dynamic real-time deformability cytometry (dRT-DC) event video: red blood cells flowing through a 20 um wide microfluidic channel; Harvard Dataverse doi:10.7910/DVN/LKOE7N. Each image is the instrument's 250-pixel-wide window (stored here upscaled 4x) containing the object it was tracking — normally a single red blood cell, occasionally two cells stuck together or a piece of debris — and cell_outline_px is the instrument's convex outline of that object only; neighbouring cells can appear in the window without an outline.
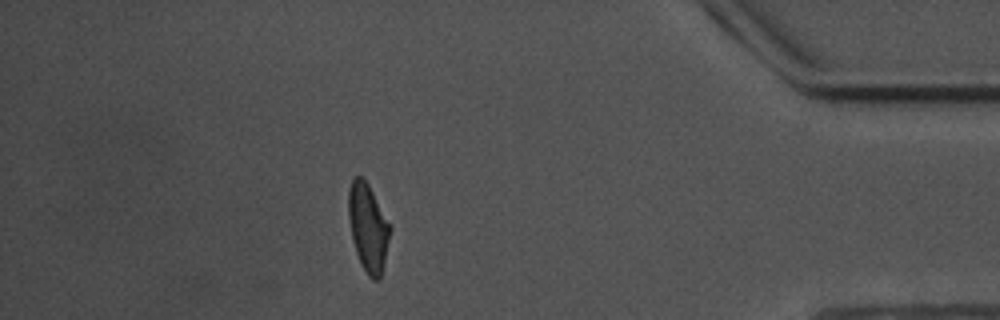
{"species": "common noctule bat (a hibernating species)", "species_latin": "Nyctalus noctula", "temperature_condition": "warm", "stored_images_in_passage": 58, "segment_of_instrument_passage": [2, 2], "camera_frame_rate_fps": 3000, "um_per_image_px": 0.085, "animal": {"sex": "male", "body_mass_g": 17.5, "forearm_length_mm": 52.3}, "frame": {"image": 1, "passage_image": 58, "time_ms": 19.0, "image_size_px": [1000, 320], "cell_outline_px": [[392, 228], [380, 280], [372, 280], [368, 276], [356, 252], [352, 240], [348, 216], [348, 192], [352, 176], [360, 176], [368, 184], [392, 224]], "centroid_in_image_um": [31.3, 19.31], "position_along_channel_um": 403.9, "area_um2": 21.56}}